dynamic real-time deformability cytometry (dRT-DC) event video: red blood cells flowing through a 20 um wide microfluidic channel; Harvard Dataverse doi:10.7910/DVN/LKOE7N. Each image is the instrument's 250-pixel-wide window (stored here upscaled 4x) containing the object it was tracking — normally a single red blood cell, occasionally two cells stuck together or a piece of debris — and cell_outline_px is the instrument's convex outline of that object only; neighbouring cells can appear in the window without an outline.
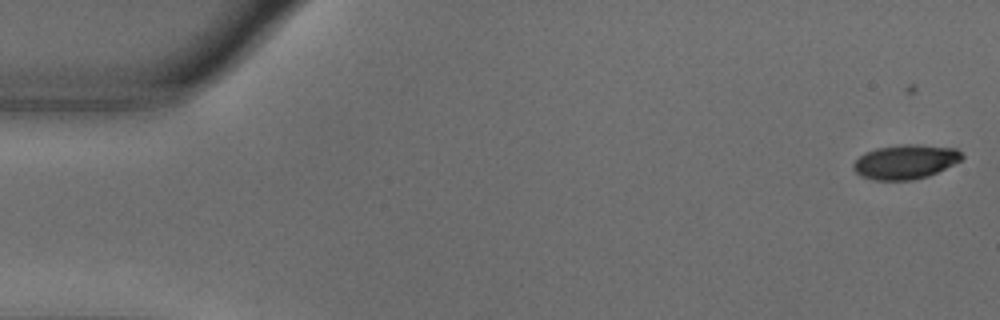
{"species": "common noctule bat (a hibernating species)", "species_latin": "Nyctalus noctula", "temperature_condition": "warm", "stored_images_in_passage": 27, "camera_frame_rate_fps": 3000, "um_per_image_px": 0.085, "animal": {"sex": "male", "body_mass_g": 18.8}, "frame": {"image": 1, "passage_image": 4, "time_ms": 1.0, "image_size_px": [1000, 320], "cell_outline_px": [[964, 156], [960, 160], [928, 176], [912, 180], [876, 180], [860, 176], [852, 168], [852, 164], [864, 152], [876, 148], [900, 144], [916, 144], [956, 148]], "centroid_in_image_um": [76.92, 13.74], "position_along_channel_um": 8.1, "area_um2": 21.68}}
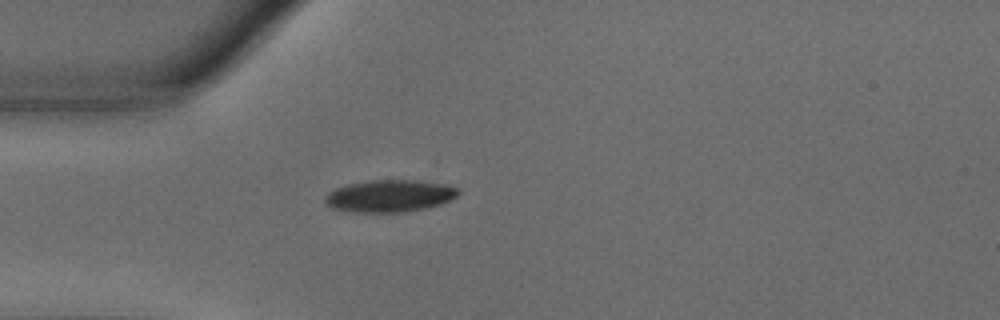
{"frame": {"image": 2, "passage_image": 18, "time_ms": 5.667, "image_size_px": [1000, 320], "cell_outline_px": [[460, 192], [456, 196], [440, 204], [428, 208], [404, 212], [356, 212], [332, 208], [324, 204], [324, 196], [328, 192], [336, 188], [348, 184], [368, 180], [420, 180], [448, 184], [460, 188]], "centroid_in_image_um": [33.13, 16.64], "position_along_channel_um": 51.9, "area_um2": 25.26}}
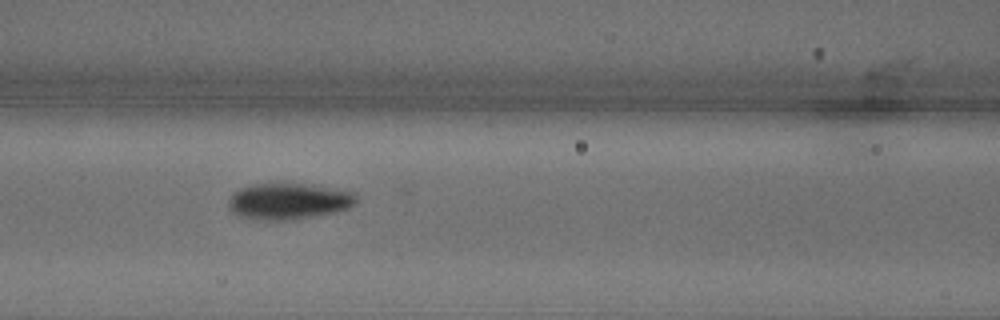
{"frame": {"image": 3, "passage_image": 26, "time_ms": 8.333, "image_size_px": [1000, 320], "cell_outline_px": [[356, 200], [348, 208], [332, 212], [288, 220], [252, 220], [240, 216], [232, 212], [228, 204], [228, 200], [240, 188], [252, 184], [320, 184], [356, 192]], "centroid_in_image_um": [24.54, 17.09], "position_along_channel_um": 142.1, "area_um2": 26.99}}